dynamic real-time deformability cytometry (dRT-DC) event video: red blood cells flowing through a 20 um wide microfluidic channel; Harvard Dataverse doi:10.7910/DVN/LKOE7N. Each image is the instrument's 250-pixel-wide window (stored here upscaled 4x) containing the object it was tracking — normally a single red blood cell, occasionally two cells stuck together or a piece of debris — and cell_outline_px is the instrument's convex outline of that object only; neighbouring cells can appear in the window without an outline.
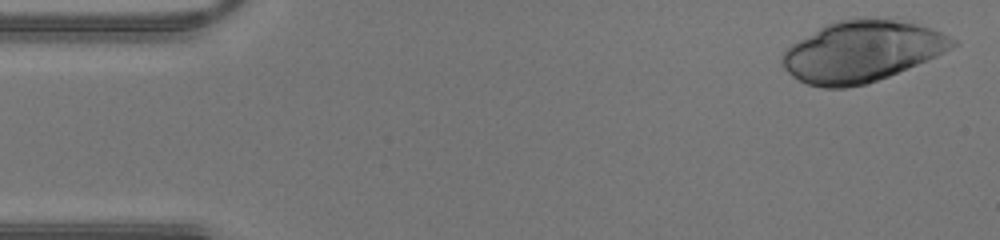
{"species": "human", "species_latin": "Homo sapiens", "temperature_condition": "warm", "stored_images_in_passage": 41, "camera_frame_rate_fps": 3000, "um_per_image_px": 0.085, "donor": {"sex": "male"}, "frame": {"image": 1, "passage_image": 1, "time_ms": 0.0, "image_size_px": [1000, 240], "cell_outline_px": [[960, 44], [936, 56], [888, 76], [864, 84], [844, 88], [824, 88], [808, 84], [792, 76], [780, 64], [780, 56], [792, 44], [824, 24], [836, 20], [864, 16], [892, 20], [916, 24], [932, 28], [956, 40]], "centroid_in_image_um": [73.22, 4.35], "position_along_channel_um": 11.8, "area_um2": 60.52}}
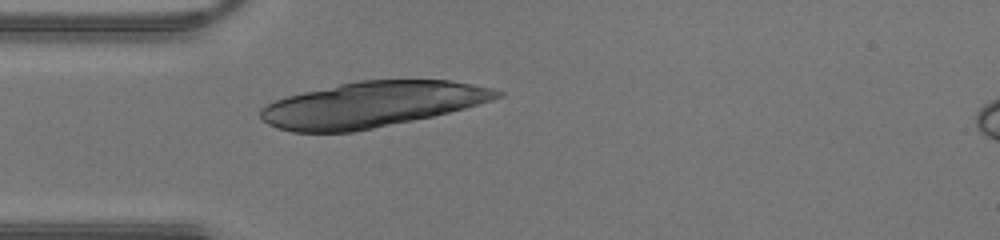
{"frame": {"image": 2, "passage_image": 11, "time_ms": 3.333, "image_size_px": [1000, 240], "cell_outline_px": [[504, 96], [492, 100], [464, 108], [432, 116], [352, 132], [292, 132], [276, 128], [268, 124], [260, 116], [260, 108], [276, 100], [288, 96], [304, 92], [340, 84], [360, 80], [452, 80], [492, 88], [504, 92]], "centroid_in_image_um": [31.62, 8.88], "position_along_channel_um": 53.4, "area_um2": 62.19}}